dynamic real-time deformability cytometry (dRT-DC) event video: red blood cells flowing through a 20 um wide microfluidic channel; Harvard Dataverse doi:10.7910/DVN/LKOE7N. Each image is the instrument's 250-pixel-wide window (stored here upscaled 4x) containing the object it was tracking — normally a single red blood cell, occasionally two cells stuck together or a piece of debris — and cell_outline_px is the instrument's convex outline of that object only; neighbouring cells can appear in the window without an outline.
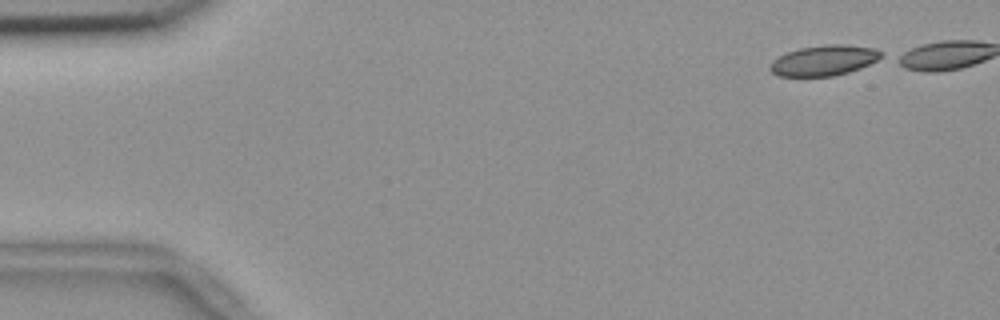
{"species": "common noctule bat (a hibernating species)", "species_latin": "Nyctalus noctula", "temperature_condition": "room temperature", "stored_images_in_passage": 42, "camera_frame_rate_fps": 3000, "um_per_image_px": 0.085, "animal": {"sex": "female", "body_mass_g": 18.4}, "frame": {"image": 1, "passage_image": 1, "time_ms": 0.0, "image_size_px": [1000, 320], "cell_outline_px": [[884, 56], [860, 68], [848, 72], [832, 76], [780, 76], [772, 72], [768, 68], [768, 64], [772, 60], [788, 52], [800, 48], [824, 44], [844, 44], [872, 48], [884, 52]], "centroid_in_image_um": [70.02, 5.13], "position_along_channel_um": 15.0, "area_um2": 19.65}}
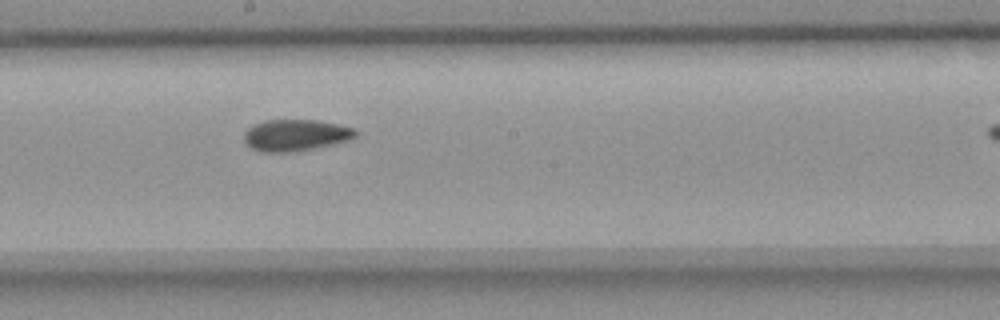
{"frame": {"image": 2, "passage_image": 27, "time_ms": 8.667, "image_size_px": [1000, 320], "cell_outline_px": [[356, 136], [352, 140], [292, 152], [260, 152], [244, 144], [244, 132], [252, 124], [264, 120], [316, 120], [356, 128]], "centroid_in_image_um": [25.09, 11.49], "position_along_channel_um": 223.1, "area_um2": 20.63}}
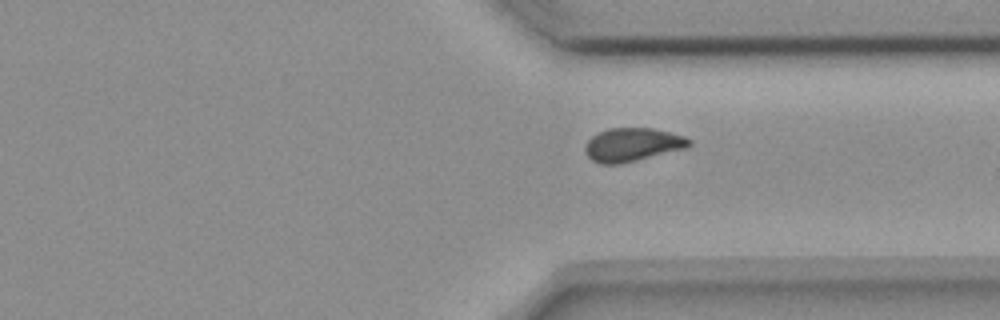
{"frame": {"image": 3, "passage_image": 38, "time_ms": 12.333, "image_size_px": [1000, 320], "cell_outline_px": [[692, 144], [688, 148], [620, 164], [600, 164], [592, 160], [584, 152], [584, 144], [592, 136], [608, 128], [652, 128], [684, 136], [692, 140]], "centroid_in_image_um": [53.75, 12.3], "position_along_channel_um": 357.6, "area_um2": 20.4}}